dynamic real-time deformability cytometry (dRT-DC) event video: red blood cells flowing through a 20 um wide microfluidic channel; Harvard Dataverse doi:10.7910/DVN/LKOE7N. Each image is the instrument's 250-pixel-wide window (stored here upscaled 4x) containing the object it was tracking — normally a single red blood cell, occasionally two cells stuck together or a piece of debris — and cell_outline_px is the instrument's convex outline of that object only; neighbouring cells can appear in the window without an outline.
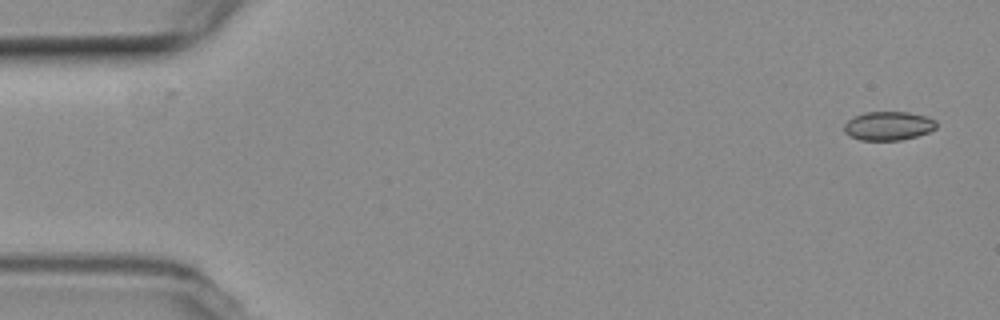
{"species": "common noctule bat (a hibernating species)", "species_latin": "Nyctalus noctula", "temperature_condition": "room temperature", "stored_images_in_passage": 5, "camera_frame_rate_fps": 3000, "um_per_image_px": 0.085, "animal": {"sex": "female", "body_mass_g": 19.3, "forearm_length_mm": 54.1}, "frame": {"image": 1, "passage_image": 1, "time_ms": 0.0, "image_size_px": [1000, 320], "cell_outline_px": [[936, 128], [928, 132], [916, 136], [900, 140], [860, 140], [848, 136], [844, 132], [844, 124], [848, 120], [864, 112], [908, 112], [928, 116], [936, 120]], "centroid_in_image_um": [75.51, 10.7], "position_along_channel_um": 9.5, "area_um2": 15.55}}